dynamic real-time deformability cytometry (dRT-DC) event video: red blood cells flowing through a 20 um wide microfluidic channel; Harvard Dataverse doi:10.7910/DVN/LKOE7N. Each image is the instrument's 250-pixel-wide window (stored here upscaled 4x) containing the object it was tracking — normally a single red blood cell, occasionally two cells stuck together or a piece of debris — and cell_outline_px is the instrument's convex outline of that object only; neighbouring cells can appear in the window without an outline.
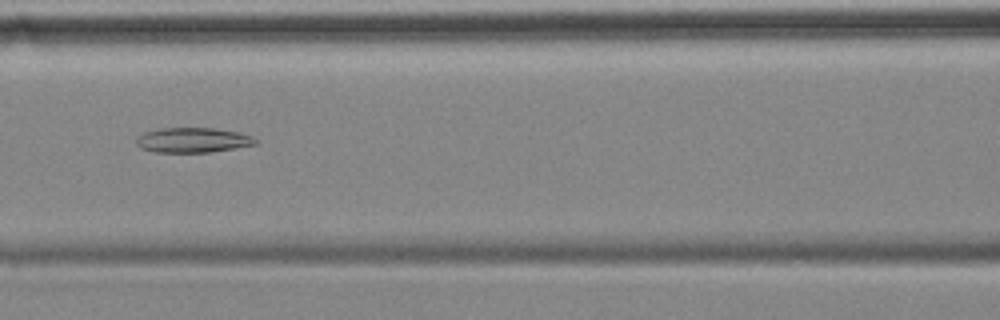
{"species": "common noctule bat (a hibernating species)", "species_latin": "Nyctalus noctula", "temperature_condition": "cold", "stored_images_in_passage": 40, "camera_frame_rate_fps": 3000, "um_per_image_px": 0.085, "animal": {"sex": "female", "body_mass_g": 18.4}, "frame": {"image": 1, "passage_image": 8, "time_ms": 2.333, "image_size_px": [1000, 320], "cell_outline_px": [[260, 140], [256, 144], [212, 152], [152, 152], [140, 148], [136, 144], [136, 140], [144, 132], [160, 128], [216, 128], [236, 132], [252, 136]], "centroid_in_image_um": [16.39, 11.91], "position_along_channel_um": 150.2, "area_um2": 17.34}}
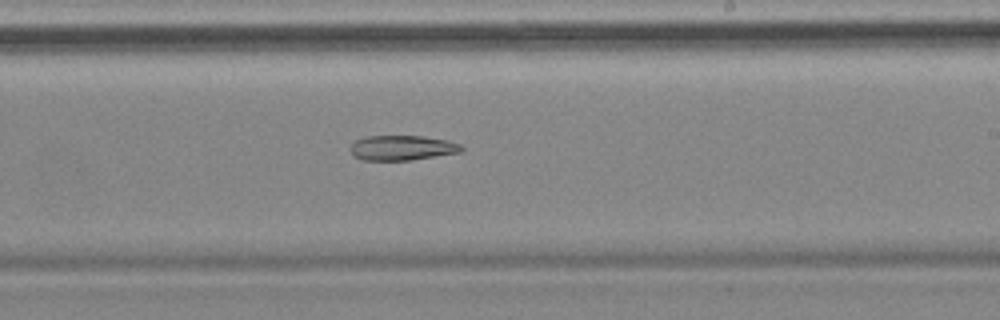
{"frame": {"image": 2, "passage_image": 17, "time_ms": 5.333, "image_size_px": [1000, 320], "cell_outline_px": [[464, 148], [460, 152], [412, 160], [364, 160], [356, 156], [352, 152], [352, 144], [356, 140], [364, 136], [420, 136], [448, 140], [460, 144]], "centroid_in_image_um": [34.21, 12.56], "position_along_channel_um": 254.8, "area_um2": 15.95}}
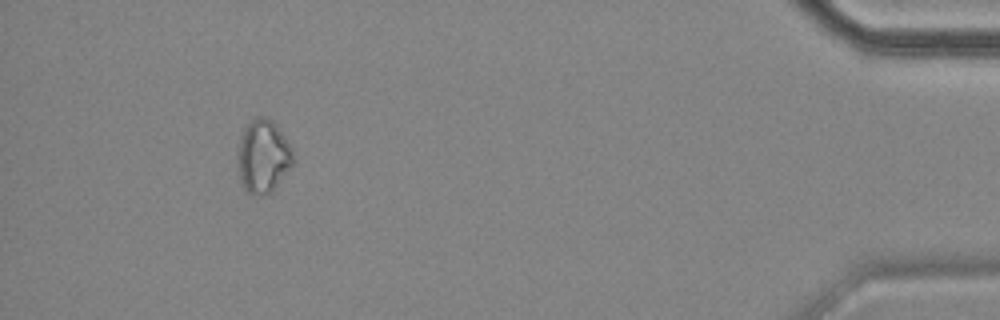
{"frame": {"image": 3, "passage_image": 36, "time_ms": 11.667, "image_size_px": [1000, 320], "cell_outline_px": [[296, 160], [276, 184], [264, 196], [248, 192], [244, 188], [240, 180], [236, 160], [240, 136], [244, 128], [252, 120], [260, 116], [268, 116], [276, 124], [288, 140]], "centroid_in_image_um": [22.35, 13.24], "position_along_channel_um": 412.8, "area_um2": 23.64}}